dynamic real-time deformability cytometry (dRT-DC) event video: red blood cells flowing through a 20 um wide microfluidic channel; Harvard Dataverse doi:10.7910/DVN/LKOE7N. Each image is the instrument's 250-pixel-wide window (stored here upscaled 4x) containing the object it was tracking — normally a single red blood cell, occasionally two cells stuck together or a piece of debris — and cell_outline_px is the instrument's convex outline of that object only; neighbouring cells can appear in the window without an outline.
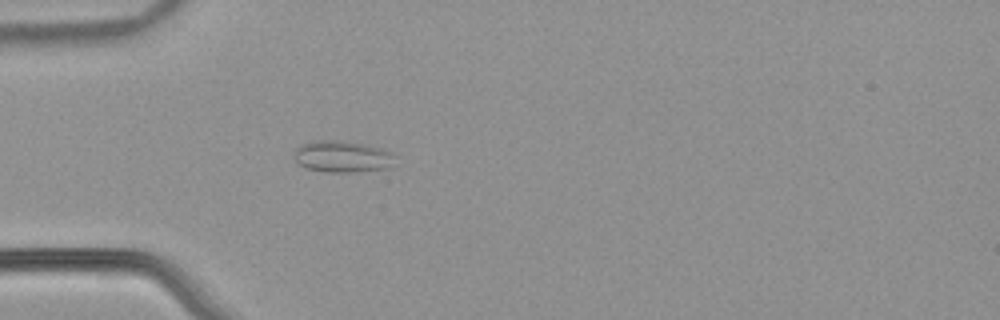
{"species": "common noctule bat (a hibernating species)", "species_latin": "Nyctalus noctula", "temperature_condition": "warm", "stored_images_in_passage": 14, "camera_frame_rate_fps": 3000, "um_per_image_px": 0.085, "animal": {"sex": "male", "body_mass_g": 21.5, "forearm_length_mm": 52.0}, "frame": {"image": 1, "passage_image": 7, "time_ms": 2.0, "image_size_px": [1000, 320], "cell_outline_px": [[396, 156], [392, 168], [356, 172], [324, 172], [304, 168], [296, 160], [296, 148], [300, 144], [316, 140], [336, 140], [360, 144], [380, 148], [392, 152]], "centroid_in_image_um": [29.13, 13.33], "position_along_channel_um": 55.9, "area_um2": 18.67}}
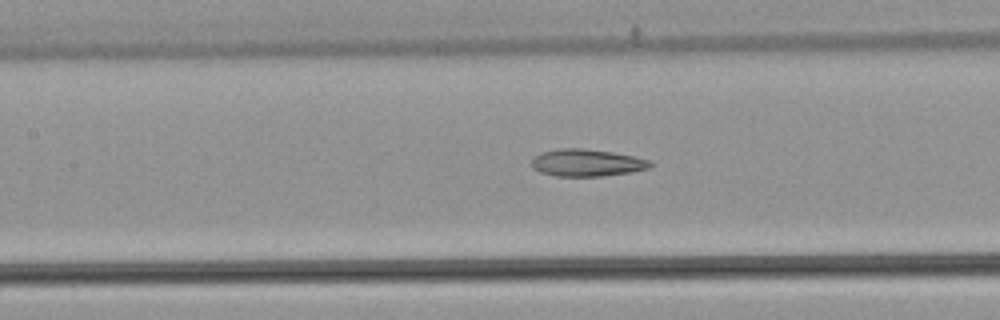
{"frame": {"image": 2, "passage_image": 12, "time_ms": 3.667, "image_size_px": [1000, 320], "cell_outline_px": [[652, 164], [648, 168], [632, 172], [600, 176], [556, 176], [540, 172], [532, 168], [532, 160], [536, 156], [544, 152], [560, 148], [580, 148], [612, 152], [632, 156], [648, 160]], "centroid_in_image_um": [49.86, 13.84], "position_along_channel_um": 157.5, "area_um2": 18.5}}